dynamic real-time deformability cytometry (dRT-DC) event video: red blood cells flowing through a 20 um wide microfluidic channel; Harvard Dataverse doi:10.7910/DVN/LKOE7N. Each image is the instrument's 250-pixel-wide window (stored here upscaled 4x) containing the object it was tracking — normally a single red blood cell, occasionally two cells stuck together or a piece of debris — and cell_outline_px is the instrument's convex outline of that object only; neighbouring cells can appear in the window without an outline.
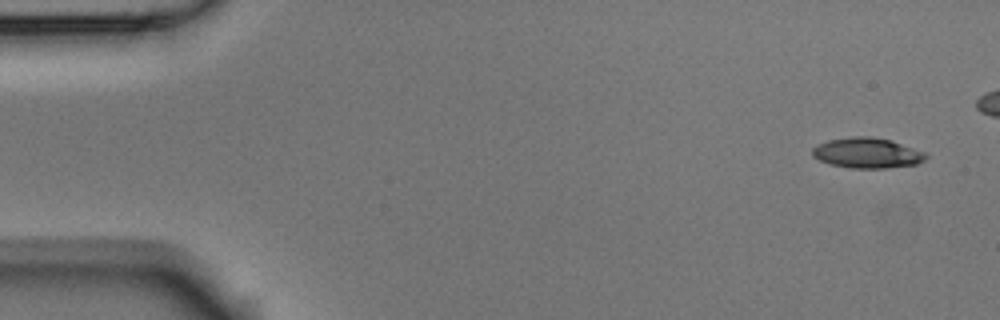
{"species": "Egyptian fruit bat (a non-hibernating species)", "species_latin": "Rousettus aegyptiacus", "temperature_condition": "room temperature", "stored_images_in_passage": 6, "camera_frame_rate_fps": 3000, "um_per_image_px": 0.085, "animal": {"sex": "male"}, "frame": {"image": 1, "passage_image": 1, "time_ms": 0.0, "image_size_px": [1000, 320], "cell_outline_px": [[928, 156], [924, 160], [916, 164], [884, 168], [852, 168], [832, 164], [820, 160], [812, 156], [812, 148], [816, 144], [828, 140], [852, 136], [872, 136], [892, 140], [928, 152]], "centroid_in_image_um": [73.74, 12.98], "position_along_channel_um": 11.3, "area_um2": 20.29}}
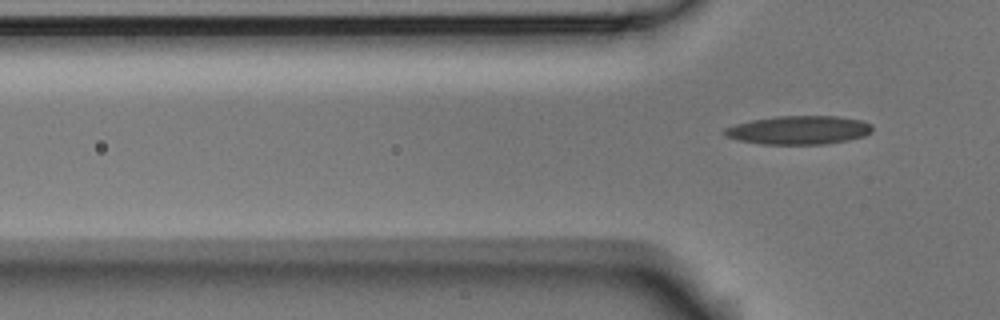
{"frame": {"image": 2, "passage_image": 6, "time_ms": 1.667, "image_size_px": [1000, 320], "cell_outline_px": [[872, 132], [864, 136], [848, 140], [828, 144], [760, 144], [740, 140], [724, 136], [724, 128], [736, 124], [752, 120], [776, 116], [836, 116], [860, 120], [872, 124]], "centroid_in_image_um": [67.91, 11.06], "position_along_channel_um": 57.9, "area_um2": 24.62}}